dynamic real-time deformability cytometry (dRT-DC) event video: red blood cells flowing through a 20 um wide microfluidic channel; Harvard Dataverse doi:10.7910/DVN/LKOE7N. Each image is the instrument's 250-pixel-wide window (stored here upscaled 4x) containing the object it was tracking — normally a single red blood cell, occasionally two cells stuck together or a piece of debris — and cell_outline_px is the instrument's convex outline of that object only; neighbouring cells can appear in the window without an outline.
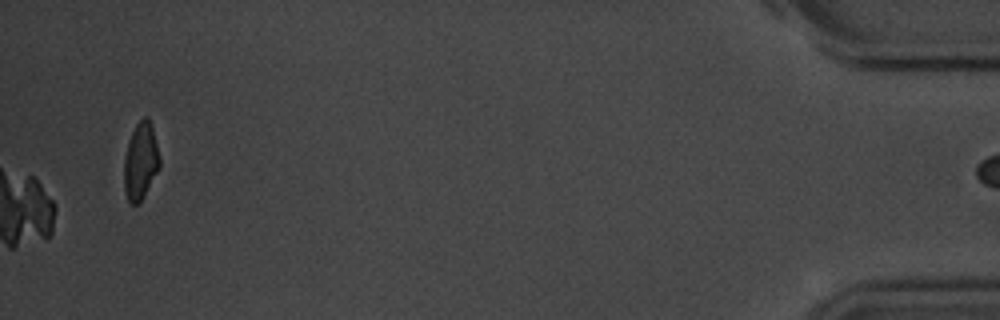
{"species": "common noctule bat (a hibernating species)", "species_latin": "Nyctalus noctula", "temperature_condition": "room temperature", "stored_images_in_passage": 56, "camera_frame_rate_fps": 3000, "um_per_image_px": 0.085, "animal": {"sex": "male", "body_mass_g": 20.1, "forearm_length_mm": 53.5}, "frame": {"image": 1, "passage_image": 56, "time_ms": 18.333, "image_size_px": [1000, 320], "cell_outline_px": [[160, 168], [140, 204], [132, 204], [128, 200], [124, 192], [124, 160], [128, 140], [136, 124], [144, 116], [148, 116], [152, 128], [160, 160]], "centroid_in_image_um": [11.94, 13.74], "position_along_channel_um": 423.3, "area_um2": 16.07}}